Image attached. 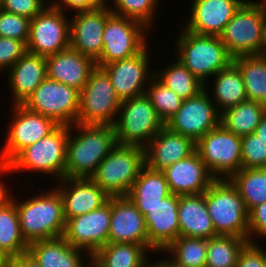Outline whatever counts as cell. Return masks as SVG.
I'll use <instances>...</instances> for the list:
<instances>
[{"mask_svg": "<svg viewBox=\"0 0 266 267\" xmlns=\"http://www.w3.org/2000/svg\"><path fill=\"white\" fill-rule=\"evenodd\" d=\"M149 252L142 244L107 243L92 256L104 267H145Z\"/></svg>", "mask_w": 266, "mask_h": 267, "instance_id": "cell-33", "label": "cell"}, {"mask_svg": "<svg viewBox=\"0 0 266 267\" xmlns=\"http://www.w3.org/2000/svg\"><path fill=\"white\" fill-rule=\"evenodd\" d=\"M27 45L14 38L0 37V71L13 66L25 53Z\"/></svg>", "mask_w": 266, "mask_h": 267, "instance_id": "cell-43", "label": "cell"}, {"mask_svg": "<svg viewBox=\"0 0 266 267\" xmlns=\"http://www.w3.org/2000/svg\"><path fill=\"white\" fill-rule=\"evenodd\" d=\"M205 205L217 235L249 238L248 211L230 179H215L205 191Z\"/></svg>", "mask_w": 266, "mask_h": 267, "instance_id": "cell-6", "label": "cell"}, {"mask_svg": "<svg viewBox=\"0 0 266 267\" xmlns=\"http://www.w3.org/2000/svg\"><path fill=\"white\" fill-rule=\"evenodd\" d=\"M28 248L21 233L16 204L7 197L0 204V249L13 258L28 252Z\"/></svg>", "mask_w": 266, "mask_h": 267, "instance_id": "cell-31", "label": "cell"}, {"mask_svg": "<svg viewBox=\"0 0 266 267\" xmlns=\"http://www.w3.org/2000/svg\"><path fill=\"white\" fill-rule=\"evenodd\" d=\"M260 55L266 58V28H265V42H264V47H263V50H262V52H261Z\"/></svg>", "mask_w": 266, "mask_h": 267, "instance_id": "cell-55", "label": "cell"}, {"mask_svg": "<svg viewBox=\"0 0 266 267\" xmlns=\"http://www.w3.org/2000/svg\"><path fill=\"white\" fill-rule=\"evenodd\" d=\"M144 165V148L117 144L91 179L110 197L127 196Z\"/></svg>", "mask_w": 266, "mask_h": 267, "instance_id": "cell-8", "label": "cell"}, {"mask_svg": "<svg viewBox=\"0 0 266 267\" xmlns=\"http://www.w3.org/2000/svg\"><path fill=\"white\" fill-rule=\"evenodd\" d=\"M179 195L170 194L144 215L147 226L148 250L153 254L164 251L179 237Z\"/></svg>", "mask_w": 266, "mask_h": 267, "instance_id": "cell-21", "label": "cell"}, {"mask_svg": "<svg viewBox=\"0 0 266 267\" xmlns=\"http://www.w3.org/2000/svg\"><path fill=\"white\" fill-rule=\"evenodd\" d=\"M3 174L4 175L5 174L7 175V174H11V172H10V169H9V165L8 164H5V163L0 162V177ZM4 175L0 178V204L7 197H9V194H10V191L8 190V188H6V185L3 184V183H6V182H4V180L2 182V178L5 177Z\"/></svg>", "mask_w": 266, "mask_h": 267, "instance_id": "cell-49", "label": "cell"}, {"mask_svg": "<svg viewBox=\"0 0 266 267\" xmlns=\"http://www.w3.org/2000/svg\"><path fill=\"white\" fill-rule=\"evenodd\" d=\"M51 4L56 5L62 10H91L94 8H102L108 5V0H50ZM66 9V10H65Z\"/></svg>", "mask_w": 266, "mask_h": 267, "instance_id": "cell-47", "label": "cell"}, {"mask_svg": "<svg viewBox=\"0 0 266 267\" xmlns=\"http://www.w3.org/2000/svg\"><path fill=\"white\" fill-rule=\"evenodd\" d=\"M121 105L109 75L97 67L80 91L78 124L113 126Z\"/></svg>", "mask_w": 266, "mask_h": 267, "instance_id": "cell-9", "label": "cell"}, {"mask_svg": "<svg viewBox=\"0 0 266 267\" xmlns=\"http://www.w3.org/2000/svg\"><path fill=\"white\" fill-rule=\"evenodd\" d=\"M27 52L47 57L70 47V18L54 4L31 19Z\"/></svg>", "mask_w": 266, "mask_h": 267, "instance_id": "cell-12", "label": "cell"}, {"mask_svg": "<svg viewBox=\"0 0 266 267\" xmlns=\"http://www.w3.org/2000/svg\"><path fill=\"white\" fill-rule=\"evenodd\" d=\"M179 32L173 48L176 52L174 58L204 83L205 88H209V78L228 67L234 58L219 36L200 35L184 28Z\"/></svg>", "mask_w": 266, "mask_h": 267, "instance_id": "cell-3", "label": "cell"}, {"mask_svg": "<svg viewBox=\"0 0 266 267\" xmlns=\"http://www.w3.org/2000/svg\"><path fill=\"white\" fill-rule=\"evenodd\" d=\"M111 220V197L102 207L67 219L63 238L73 247L92 256L108 243Z\"/></svg>", "mask_w": 266, "mask_h": 267, "instance_id": "cell-16", "label": "cell"}, {"mask_svg": "<svg viewBox=\"0 0 266 267\" xmlns=\"http://www.w3.org/2000/svg\"><path fill=\"white\" fill-rule=\"evenodd\" d=\"M196 142L164 126L144 147L145 165L153 170H164L196 151Z\"/></svg>", "mask_w": 266, "mask_h": 267, "instance_id": "cell-24", "label": "cell"}, {"mask_svg": "<svg viewBox=\"0 0 266 267\" xmlns=\"http://www.w3.org/2000/svg\"><path fill=\"white\" fill-rule=\"evenodd\" d=\"M242 168H266V143L255 133L241 137Z\"/></svg>", "mask_w": 266, "mask_h": 267, "instance_id": "cell-41", "label": "cell"}, {"mask_svg": "<svg viewBox=\"0 0 266 267\" xmlns=\"http://www.w3.org/2000/svg\"><path fill=\"white\" fill-rule=\"evenodd\" d=\"M260 244L248 242L238 256L236 267H266V249Z\"/></svg>", "mask_w": 266, "mask_h": 267, "instance_id": "cell-46", "label": "cell"}, {"mask_svg": "<svg viewBox=\"0 0 266 267\" xmlns=\"http://www.w3.org/2000/svg\"><path fill=\"white\" fill-rule=\"evenodd\" d=\"M10 267H41L35 258L29 253L17 255L11 258Z\"/></svg>", "mask_w": 266, "mask_h": 267, "instance_id": "cell-48", "label": "cell"}, {"mask_svg": "<svg viewBox=\"0 0 266 267\" xmlns=\"http://www.w3.org/2000/svg\"><path fill=\"white\" fill-rule=\"evenodd\" d=\"M254 133L266 143V113L262 116Z\"/></svg>", "mask_w": 266, "mask_h": 267, "instance_id": "cell-50", "label": "cell"}, {"mask_svg": "<svg viewBox=\"0 0 266 267\" xmlns=\"http://www.w3.org/2000/svg\"><path fill=\"white\" fill-rule=\"evenodd\" d=\"M11 194L9 197L16 204L22 236L28 244L63 236L66 224L63 201L55 187L20 203Z\"/></svg>", "mask_w": 266, "mask_h": 267, "instance_id": "cell-2", "label": "cell"}, {"mask_svg": "<svg viewBox=\"0 0 266 267\" xmlns=\"http://www.w3.org/2000/svg\"><path fill=\"white\" fill-rule=\"evenodd\" d=\"M265 28L266 0H245L219 37L233 58L260 55L265 42Z\"/></svg>", "mask_w": 266, "mask_h": 267, "instance_id": "cell-4", "label": "cell"}, {"mask_svg": "<svg viewBox=\"0 0 266 267\" xmlns=\"http://www.w3.org/2000/svg\"><path fill=\"white\" fill-rule=\"evenodd\" d=\"M164 126L146 93L126 99L114 124L116 142L144 148Z\"/></svg>", "mask_w": 266, "mask_h": 267, "instance_id": "cell-7", "label": "cell"}, {"mask_svg": "<svg viewBox=\"0 0 266 267\" xmlns=\"http://www.w3.org/2000/svg\"><path fill=\"white\" fill-rule=\"evenodd\" d=\"M158 3L159 0H108V6L112 13L137 20L148 29L154 27L152 25L156 21L155 14Z\"/></svg>", "mask_w": 266, "mask_h": 267, "instance_id": "cell-39", "label": "cell"}, {"mask_svg": "<svg viewBox=\"0 0 266 267\" xmlns=\"http://www.w3.org/2000/svg\"><path fill=\"white\" fill-rule=\"evenodd\" d=\"M85 267H104L93 256L88 257Z\"/></svg>", "mask_w": 266, "mask_h": 267, "instance_id": "cell-53", "label": "cell"}, {"mask_svg": "<svg viewBox=\"0 0 266 267\" xmlns=\"http://www.w3.org/2000/svg\"><path fill=\"white\" fill-rule=\"evenodd\" d=\"M149 44L133 57L111 62L102 68L109 75L120 101L145 94L154 71L150 70ZM150 70V71H149Z\"/></svg>", "mask_w": 266, "mask_h": 267, "instance_id": "cell-17", "label": "cell"}, {"mask_svg": "<svg viewBox=\"0 0 266 267\" xmlns=\"http://www.w3.org/2000/svg\"><path fill=\"white\" fill-rule=\"evenodd\" d=\"M177 264L184 267H205L207 239L179 236L164 251Z\"/></svg>", "mask_w": 266, "mask_h": 267, "instance_id": "cell-38", "label": "cell"}, {"mask_svg": "<svg viewBox=\"0 0 266 267\" xmlns=\"http://www.w3.org/2000/svg\"><path fill=\"white\" fill-rule=\"evenodd\" d=\"M6 73L12 105H23L47 77L45 57L26 52Z\"/></svg>", "mask_w": 266, "mask_h": 267, "instance_id": "cell-26", "label": "cell"}, {"mask_svg": "<svg viewBox=\"0 0 266 267\" xmlns=\"http://www.w3.org/2000/svg\"><path fill=\"white\" fill-rule=\"evenodd\" d=\"M47 77L77 89L79 92L88 81L96 62L71 47L45 57Z\"/></svg>", "mask_w": 266, "mask_h": 267, "instance_id": "cell-25", "label": "cell"}, {"mask_svg": "<svg viewBox=\"0 0 266 267\" xmlns=\"http://www.w3.org/2000/svg\"><path fill=\"white\" fill-rule=\"evenodd\" d=\"M170 194L163 171L153 170L144 165L127 196L144 216L148 209L159 204Z\"/></svg>", "mask_w": 266, "mask_h": 267, "instance_id": "cell-29", "label": "cell"}, {"mask_svg": "<svg viewBox=\"0 0 266 267\" xmlns=\"http://www.w3.org/2000/svg\"><path fill=\"white\" fill-rule=\"evenodd\" d=\"M79 96L77 89L46 77L23 106L58 125L71 126L77 122Z\"/></svg>", "mask_w": 266, "mask_h": 267, "instance_id": "cell-13", "label": "cell"}, {"mask_svg": "<svg viewBox=\"0 0 266 267\" xmlns=\"http://www.w3.org/2000/svg\"><path fill=\"white\" fill-rule=\"evenodd\" d=\"M145 93L165 124L180 109L183 101L173 90L164 86L155 77L150 80Z\"/></svg>", "mask_w": 266, "mask_h": 267, "instance_id": "cell-40", "label": "cell"}, {"mask_svg": "<svg viewBox=\"0 0 266 267\" xmlns=\"http://www.w3.org/2000/svg\"><path fill=\"white\" fill-rule=\"evenodd\" d=\"M248 230L249 242L258 244L257 237L260 240L262 238L266 239V202L252 208L248 212Z\"/></svg>", "mask_w": 266, "mask_h": 267, "instance_id": "cell-45", "label": "cell"}, {"mask_svg": "<svg viewBox=\"0 0 266 267\" xmlns=\"http://www.w3.org/2000/svg\"><path fill=\"white\" fill-rule=\"evenodd\" d=\"M213 81L211 84L213 88H209L213 92H208V94L211 95L220 114L226 109L248 100L241 72L234 62L216 73Z\"/></svg>", "mask_w": 266, "mask_h": 267, "instance_id": "cell-30", "label": "cell"}, {"mask_svg": "<svg viewBox=\"0 0 266 267\" xmlns=\"http://www.w3.org/2000/svg\"><path fill=\"white\" fill-rule=\"evenodd\" d=\"M151 31L143 23L112 13L106 21L103 32V47L96 66H103L133 57L148 44L147 34Z\"/></svg>", "mask_w": 266, "mask_h": 267, "instance_id": "cell-10", "label": "cell"}, {"mask_svg": "<svg viewBox=\"0 0 266 267\" xmlns=\"http://www.w3.org/2000/svg\"><path fill=\"white\" fill-rule=\"evenodd\" d=\"M11 257L0 249V267H10Z\"/></svg>", "mask_w": 266, "mask_h": 267, "instance_id": "cell-51", "label": "cell"}, {"mask_svg": "<svg viewBox=\"0 0 266 267\" xmlns=\"http://www.w3.org/2000/svg\"><path fill=\"white\" fill-rule=\"evenodd\" d=\"M154 77L180 98L188 99L205 89V84L195 77L177 58L175 62L156 69Z\"/></svg>", "mask_w": 266, "mask_h": 267, "instance_id": "cell-34", "label": "cell"}, {"mask_svg": "<svg viewBox=\"0 0 266 267\" xmlns=\"http://www.w3.org/2000/svg\"><path fill=\"white\" fill-rule=\"evenodd\" d=\"M209 89L184 99L180 109L165 124L171 131L182 134L196 142L220 124V113L213 103Z\"/></svg>", "mask_w": 266, "mask_h": 267, "instance_id": "cell-15", "label": "cell"}, {"mask_svg": "<svg viewBox=\"0 0 266 267\" xmlns=\"http://www.w3.org/2000/svg\"><path fill=\"white\" fill-rule=\"evenodd\" d=\"M166 267H184L175 263L169 256L162 257L159 259Z\"/></svg>", "mask_w": 266, "mask_h": 267, "instance_id": "cell-52", "label": "cell"}, {"mask_svg": "<svg viewBox=\"0 0 266 267\" xmlns=\"http://www.w3.org/2000/svg\"><path fill=\"white\" fill-rule=\"evenodd\" d=\"M157 262H151L150 259L146 262L145 267H166L159 259Z\"/></svg>", "mask_w": 266, "mask_h": 267, "instance_id": "cell-54", "label": "cell"}, {"mask_svg": "<svg viewBox=\"0 0 266 267\" xmlns=\"http://www.w3.org/2000/svg\"><path fill=\"white\" fill-rule=\"evenodd\" d=\"M195 147L216 179H229L242 169L241 137L221 124L199 138Z\"/></svg>", "mask_w": 266, "mask_h": 267, "instance_id": "cell-11", "label": "cell"}, {"mask_svg": "<svg viewBox=\"0 0 266 267\" xmlns=\"http://www.w3.org/2000/svg\"><path fill=\"white\" fill-rule=\"evenodd\" d=\"M31 19L0 9V37L14 38L27 43Z\"/></svg>", "mask_w": 266, "mask_h": 267, "instance_id": "cell-42", "label": "cell"}, {"mask_svg": "<svg viewBox=\"0 0 266 267\" xmlns=\"http://www.w3.org/2000/svg\"><path fill=\"white\" fill-rule=\"evenodd\" d=\"M244 1L193 0L189 8L190 17L182 28L200 35L220 36Z\"/></svg>", "mask_w": 266, "mask_h": 267, "instance_id": "cell-20", "label": "cell"}, {"mask_svg": "<svg viewBox=\"0 0 266 267\" xmlns=\"http://www.w3.org/2000/svg\"><path fill=\"white\" fill-rule=\"evenodd\" d=\"M249 238L217 235L207 239L205 267H236L238 256Z\"/></svg>", "mask_w": 266, "mask_h": 267, "instance_id": "cell-37", "label": "cell"}, {"mask_svg": "<svg viewBox=\"0 0 266 267\" xmlns=\"http://www.w3.org/2000/svg\"><path fill=\"white\" fill-rule=\"evenodd\" d=\"M55 182L62 197L65 220L96 210L110 198L91 178L64 177Z\"/></svg>", "mask_w": 266, "mask_h": 267, "instance_id": "cell-22", "label": "cell"}, {"mask_svg": "<svg viewBox=\"0 0 266 267\" xmlns=\"http://www.w3.org/2000/svg\"><path fill=\"white\" fill-rule=\"evenodd\" d=\"M179 236L209 239L217 236L203 194L179 195Z\"/></svg>", "mask_w": 266, "mask_h": 267, "instance_id": "cell-27", "label": "cell"}, {"mask_svg": "<svg viewBox=\"0 0 266 267\" xmlns=\"http://www.w3.org/2000/svg\"><path fill=\"white\" fill-rule=\"evenodd\" d=\"M5 142L0 150V162L8 164L25 147L48 136L59 125L51 118L28 110L23 105H12Z\"/></svg>", "mask_w": 266, "mask_h": 267, "instance_id": "cell-14", "label": "cell"}, {"mask_svg": "<svg viewBox=\"0 0 266 267\" xmlns=\"http://www.w3.org/2000/svg\"><path fill=\"white\" fill-rule=\"evenodd\" d=\"M74 131L77 132L73 134ZM116 145L114 125L75 123L69 126L65 177L91 178Z\"/></svg>", "mask_w": 266, "mask_h": 267, "instance_id": "cell-1", "label": "cell"}, {"mask_svg": "<svg viewBox=\"0 0 266 267\" xmlns=\"http://www.w3.org/2000/svg\"><path fill=\"white\" fill-rule=\"evenodd\" d=\"M265 113V104L246 100L223 111L220 114V124L228 131L242 137L255 132Z\"/></svg>", "mask_w": 266, "mask_h": 267, "instance_id": "cell-32", "label": "cell"}, {"mask_svg": "<svg viewBox=\"0 0 266 267\" xmlns=\"http://www.w3.org/2000/svg\"><path fill=\"white\" fill-rule=\"evenodd\" d=\"M108 243L142 244L148 249L145 218L128 196L111 197Z\"/></svg>", "mask_w": 266, "mask_h": 267, "instance_id": "cell-19", "label": "cell"}, {"mask_svg": "<svg viewBox=\"0 0 266 267\" xmlns=\"http://www.w3.org/2000/svg\"><path fill=\"white\" fill-rule=\"evenodd\" d=\"M233 62L241 72L247 99L266 105V58L261 55L239 56Z\"/></svg>", "mask_w": 266, "mask_h": 267, "instance_id": "cell-35", "label": "cell"}, {"mask_svg": "<svg viewBox=\"0 0 266 267\" xmlns=\"http://www.w3.org/2000/svg\"><path fill=\"white\" fill-rule=\"evenodd\" d=\"M69 126L59 125L48 136L21 150L9 163L11 173L24 171L48 174L54 179L65 177ZM22 171V172H21Z\"/></svg>", "mask_w": 266, "mask_h": 267, "instance_id": "cell-5", "label": "cell"}, {"mask_svg": "<svg viewBox=\"0 0 266 267\" xmlns=\"http://www.w3.org/2000/svg\"><path fill=\"white\" fill-rule=\"evenodd\" d=\"M73 14L70 17V47L96 62L102 52L106 21L112 12L107 5Z\"/></svg>", "mask_w": 266, "mask_h": 267, "instance_id": "cell-18", "label": "cell"}, {"mask_svg": "<svg viewBox=\"0 0 266 267\" xmlns=\"http://www.w3.org/2000/svg\"><path fill=\"white\" fill-rule=\"evenodd\" d=\"M47 1V0H46ZM0 0V9L6 12L22 15L30 19L38 15L46 6L49 0Z\"/></svg>", "mask_w": 266, "mask_h": 267, "instance_id": "cell-44", "label": "cell"}, {"mask_svg": "<svg viewBox=\"0 0 266 267\" xmlns=\"http://www.w3.org/2000/svg\"><path fill=\"white\" fill-rule=\"evenodd\" d=\"M229 179L236 186L248 212L266 202V168H242Z\"/></svg>", "mask_w": 266, "mask_h": 267, "instance_id": "cell-36", "label": "cell"}, {"mask_svg": "<svg viewBox=\"0 0 266 267\" xmlns=\"http://www.w3.org/2000/svg\"><path fill=\"white\" fill-rule=\"evenodd\" d=\"M162 171L170 192L176 195L203 194L216 179L196 151Z\"/></svg>", "mask_w": 266, "mask_h": 267, "instance_id": "cell-23", "label": "cell"}, {"mask_svg": "<svg viewBox=\"0 0 266 267\" xmlns=\"http://www.w3.org/2000/svg\"><path fill=\"white\" fill-rule=\"evenodd\" d=\"M28 252L41 267H85L87 257H90L86 251L71 246L63 237L32 242Z\"/></svg>", "mask_w": 266, "mask_h": 267, "instance_id": "cell-28", "label": "cell"}]
</instances>
